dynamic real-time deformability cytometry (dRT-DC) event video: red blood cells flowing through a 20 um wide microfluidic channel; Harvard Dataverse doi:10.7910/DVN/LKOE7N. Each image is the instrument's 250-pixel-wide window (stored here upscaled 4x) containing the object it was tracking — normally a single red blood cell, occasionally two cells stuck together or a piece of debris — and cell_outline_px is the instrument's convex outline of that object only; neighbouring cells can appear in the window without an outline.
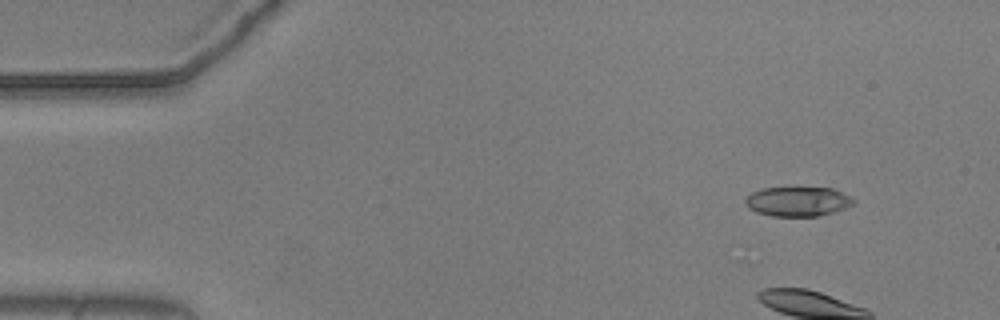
{"species": "common noctule bat (a hibernating species)", "species_latin": "Nyctalus noctula", "temperature_condition": "warm", "stored_images_in_passage": 15, "camera_frame_rate_fps": 3000, "um_per_image_px": 0.085, "animal": {"sex": "male", "body_mass_g": 20.5, "forearm_length_mm": 52.5}, "frame": {"image": 1, "passage_image": 1, "time_ms": 0.0, "image_size_px": [1000, 320], "cell_outline_px": [[856, 204], [832, 212], [816, 216], [772, 216], [756, 212], [748, 208], [744, 200], [752, 192], [764, 188], [832, 188], [852, 196], [856, 200]], "centroid_in_image_um": [67.84, 17.12], "position_along_channel_um": 17.2, "area_um2": 18.61}}